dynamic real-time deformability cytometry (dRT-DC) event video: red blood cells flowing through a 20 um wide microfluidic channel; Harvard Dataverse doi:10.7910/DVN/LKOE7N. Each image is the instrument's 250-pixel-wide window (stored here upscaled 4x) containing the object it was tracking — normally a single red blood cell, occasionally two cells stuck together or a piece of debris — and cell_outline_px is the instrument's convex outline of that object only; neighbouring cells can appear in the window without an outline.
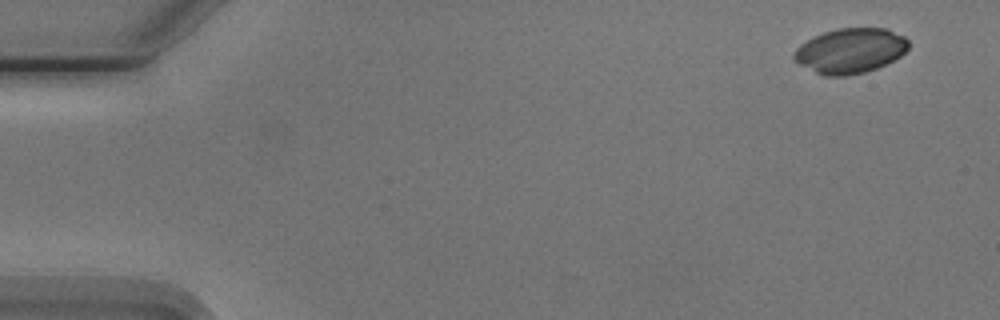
{"species": "Egyptian fruit bat (a non-hibernating species)", "species_latin": "Rousettus aegyptiacus", "temperature_condition": "cold", "stored_images_in_passage": 4, "camera_frame_rate_fps": 3000, "um_per_image_px": 0.085, "animal": {"sex": "male"}, "frame": {"image": 1, "passage_image": 1, "time_ms": 0.0, "image_size_px": [1000, 320], "cell_outline_px": [[908, 48], [900, 56], [876, 68], [864, 72], [844, 76], [824, 76], [792, 60], [792, 56], [796, 48], [800, 44], [824, 32], [836, 28], [888, 28], [904, 36], [908, 40]], "centroid_in_image_um": [72.26, 4.3], "position_along_channel_um": 12.7, "area_um2": 29.88}}